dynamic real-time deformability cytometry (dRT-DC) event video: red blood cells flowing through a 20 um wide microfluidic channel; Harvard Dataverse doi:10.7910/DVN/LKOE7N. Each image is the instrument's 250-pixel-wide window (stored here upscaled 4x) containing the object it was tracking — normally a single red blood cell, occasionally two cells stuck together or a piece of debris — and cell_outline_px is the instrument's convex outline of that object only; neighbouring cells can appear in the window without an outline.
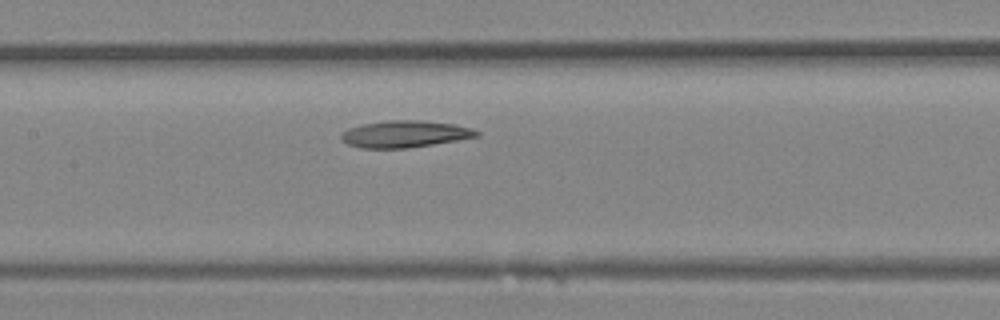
{"species": "Egyptian fruit bat (a non-hibernating species)", "species_latin": "Rousettus aegyptiacus", "temperature_condition": "room temperature", "stored_images_in_passage": 21, "camera_frame_rate_fps": 3000, "um_per_image_px": 0.085, "animal": {"sex": "female"}, "frame": {"image": 1, "passage_image": 10, "time_ms": 3.0, "image_size_px": [1000, 320], "cell_outline_px": [[480, 136], [408, 148], [360, 148], [348, 144], [340, 136], [340, 132], [348, 128], [364, 124], [388, 120], [420, 120], [456, 124], [472, 128], [480, 132]], "centroid_in_image_um": [34.42, 11.38], "position_along_channel_um": 173.0, "area_um2": 21.15}}
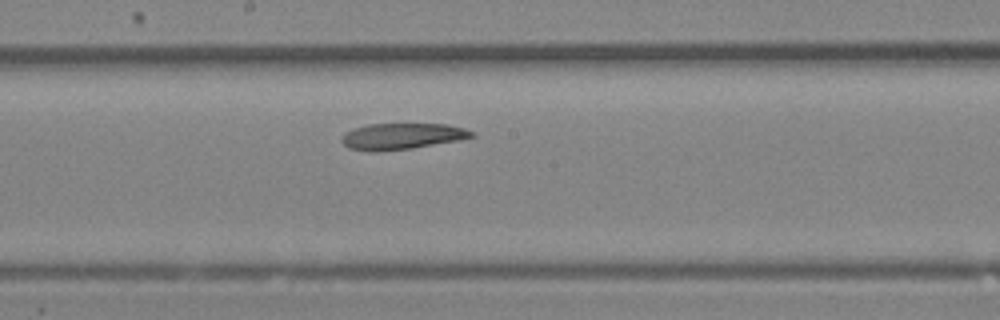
{"frame": {"image": 2, "passage_image": 12, "time_ms": 3.667, "image_size_px": [1000, 320], "cell_outline_px": [[476, 136], [460, 140], [412, 148], [380, 152], [372, 152], [348, 148], [340, 140], [344, 132], [368, 124], [448, 124], [464, 128], [476, 132]], "centroid_in_image_um": [34.18, 11.59], "position_along_channel_um": 214.0, "area_um2": 20.06}}
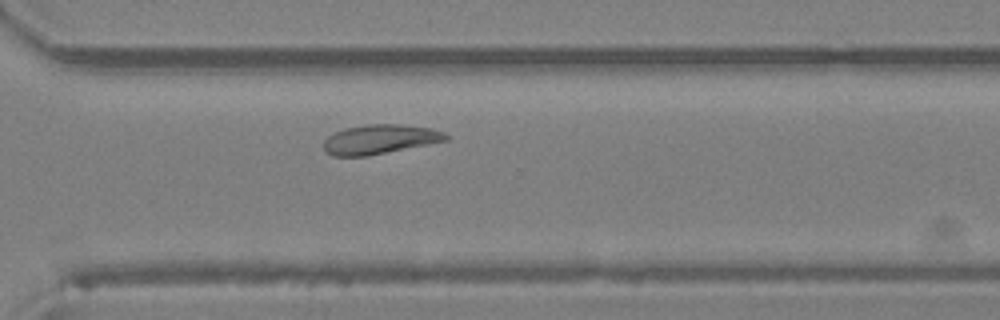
{"frame": {"image": 3, "passage_image": 18, "time_ms": 5.667, "image_size_px": [1000, 320], "cell_outline_px": [[448, 140], [364, 156], [332, 156], [324, 152], [324, 140], [328, 136], [344, 128], [372, 124], [400, 124], [432, 128], [444, 132], [448, 136]], "centroid_in_image_um": [32.26, 11.83], "position_along_channel_um": 338.3, "area_um2": 20.69}}